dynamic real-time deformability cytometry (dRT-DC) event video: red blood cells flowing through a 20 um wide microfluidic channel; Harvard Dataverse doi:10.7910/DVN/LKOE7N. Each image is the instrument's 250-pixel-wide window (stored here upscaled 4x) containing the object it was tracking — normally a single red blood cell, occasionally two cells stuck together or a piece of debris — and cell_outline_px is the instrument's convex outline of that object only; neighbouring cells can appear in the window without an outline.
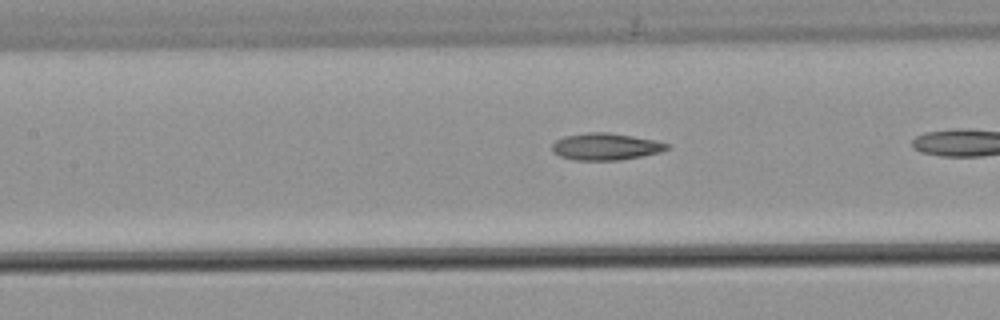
{"species": "common noctule bat (a hibernating species)", "species_latin": "Nyctalus noctula", "temperature_condition": "warm", "stored_images_in_passage": 8, "camera_frame_rate_fps": 3000, "um_per_image_px": 0.085, "animal": {"sex": "male", "body_mass_g": 21.5, "forearm_length_mm": 52.0}, "frame": {"image": 1, "passage_image": 5, "time_ms": 1.333, "image_size_px": [1000, 320], "cell_outline_px": [[672, 148], [660, 152], [620, 160], [576, 160], [560, 156], [552, 152], [552, 144], [556, 140], [564, 136], [588, 132], [608, 132], [656, 140], [668, 144]], "centroid_in_image_um": [51.48, 12.45], "position_along_channel_um": 155.9, "area_um2": 18.03}}